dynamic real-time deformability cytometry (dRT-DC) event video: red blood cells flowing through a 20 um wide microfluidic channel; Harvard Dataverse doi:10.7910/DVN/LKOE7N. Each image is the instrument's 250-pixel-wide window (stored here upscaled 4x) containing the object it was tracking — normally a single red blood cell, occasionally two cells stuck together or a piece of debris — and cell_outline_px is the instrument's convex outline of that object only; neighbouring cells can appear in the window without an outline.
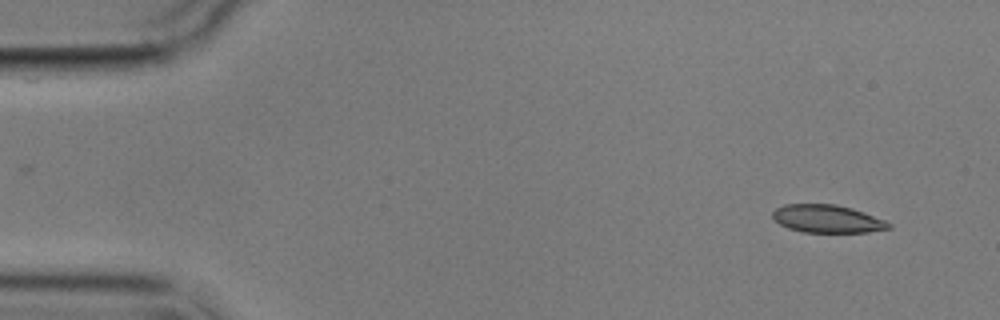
{"species": "common noctule bat (a hibernating species)", "species_latin": "Nyctalus noctula", "temperature_condition": "cold", "stored_images_in_passage": 3, "camera_frame_rate_fps": 3000, "um_per_image_px": 0.085, "animal": {"sex": "male", "body_mass_g": 17.9}, "frame": {"image": 1, "passage_image": 3, "time_ms": 2.333, "image_size_px": [1000, 320], "cell_outline_px": [[892, 228], [868, 232], [804, 232], [788, 228], [772, 220], [772, 212], [776, 208], [784, 204], [836, 204], [852, 208], [864, 212], [884, 220], [892, 224]], "centroid_in_image_um": [70.3, 18.59], "position_along_channel_um": 14.7, "area_um2": 18.96}}